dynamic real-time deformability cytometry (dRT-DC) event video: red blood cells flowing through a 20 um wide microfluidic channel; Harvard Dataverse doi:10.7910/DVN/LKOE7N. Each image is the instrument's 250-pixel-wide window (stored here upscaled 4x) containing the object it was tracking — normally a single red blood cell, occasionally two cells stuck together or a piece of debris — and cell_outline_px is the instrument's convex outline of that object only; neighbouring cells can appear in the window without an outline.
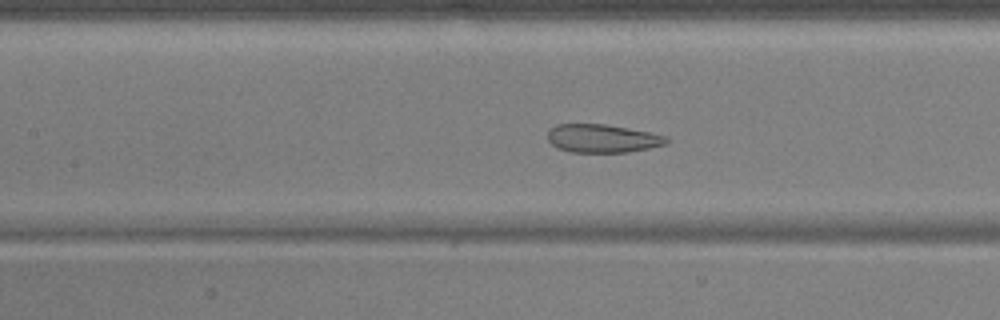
{"species": "common noctule bat (a hibernating species)", "species_latin": "Nyctalus noctula", "temperature_condition": "warm", "stored_images_in_passage": 50, "camera_frame_rate_fps": 3000, "um_per_image_px": 0.085, "animal": {"sex": "male", "body_mass_g": 17.9, "forearm_length_mm": 54.2}, "frame": {"image": 1, "passage_image": 25, "time_ms": 8.0, "image_size_px": [1000, 320], "cell_outline_px": [[668, 144], [628, 152], [572, 152], [560, 148], [552, 144], [548, 140], [548, 132], [556, 124], [604, 124], [648, 132], [668, 136]], "centroid_in_image_um": [51.23, 11.77], "position_along_channel_um": 156.2, "area_um2": 19.36}}
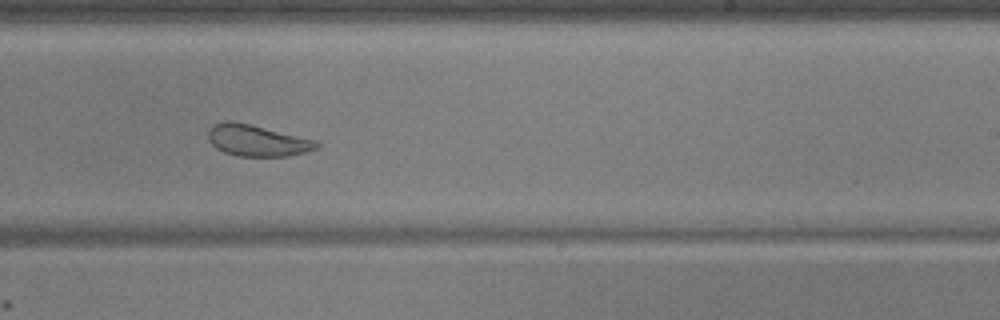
{"frame": {"image": 2, "passage_image": 34, "time_ms": 11.0, "image_size_px": [1000, 320], "cell_outline_px": [[320, 144], [316, 148], [304, 152], [288, 156], [236, 156], [224, 152], [216, 148], [208, 140], [208, 128], [212, 124], [224, 120], [232, 120], [316, 140]], "centroid_in_image_um": [21.79, 11.93], "position_along_channel_um": 267.2, "area_um2": 19.83}}
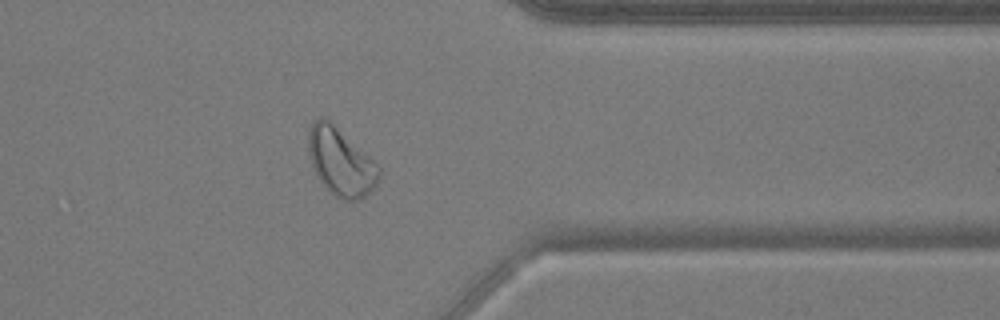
{"frame": {"image": 3, "passage_image": 44, "time_ms": 14.333, "image_size_px": [1000, 320], "cell_outline_px": [[380, 180], [360, 200], [344, 200], [336, 196], [316, 176], [312, 164], [308, 148], [308, 132], [312, 124], [320, 116], [324, 116], [368, 156], [380, 168]], "centroid_in_image_um": [28.95, 13.76], "position_along_channel_um": 382.5, "area_um2": 27.05}, "authors_computed_cell_mechanics": {"area_um2": 26.4724, "velocity_mm_per_s": 3.7125, "shape_relaxation_time_tau1_ms": 10.6338, "shape_relaxation_time_tau2_ms": 1.4553, "deformation_change_tau1": 0.1967, "deformation_change_tau2": 0.0767}}